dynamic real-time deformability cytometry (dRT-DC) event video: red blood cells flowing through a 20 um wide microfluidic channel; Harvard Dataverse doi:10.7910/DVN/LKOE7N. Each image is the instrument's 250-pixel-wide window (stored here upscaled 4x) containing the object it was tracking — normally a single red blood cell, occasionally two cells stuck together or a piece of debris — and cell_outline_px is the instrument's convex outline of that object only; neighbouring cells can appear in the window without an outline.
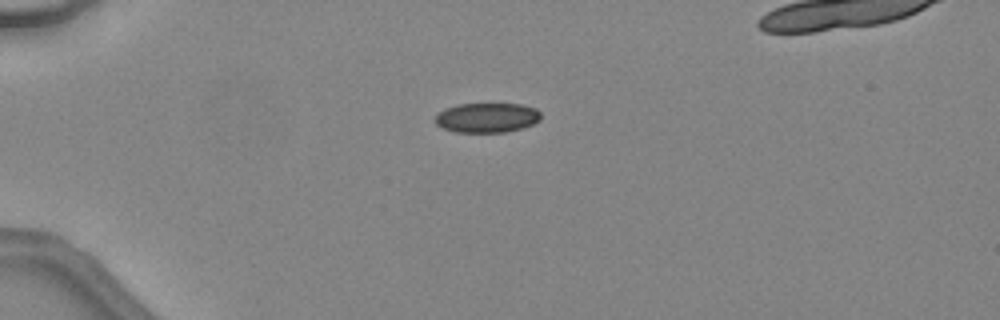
{"species": "common noctule bat (a hibernating species)", "species_latin": "Nyctalus noctula", "temperature_condition": "warm", "stored_images_in_passage": 35, "camera_frame_rate_fps": 3000, "um_per_image_px": 0.085, "animal": {"sex": "female", "body_mass_g": 24.6, "forearm_length_mm": 56.2}, "frame": {"image": 1, "passage_image": 1, "time_ms": 0.0, "image_size_px": [1000, 320], "cell_outline_px": [[540, 120], [524, 128], [504, 132], [456, 132], [444, 128], [436, 124], [432, 120], [444, 108], [456, 104], [520, 104], [536, 108], [540, 112]], "centroid_in_image_um": [41.38, 10.0], "position_along_channel_um": 43.6, "area_um2": 18.38}}
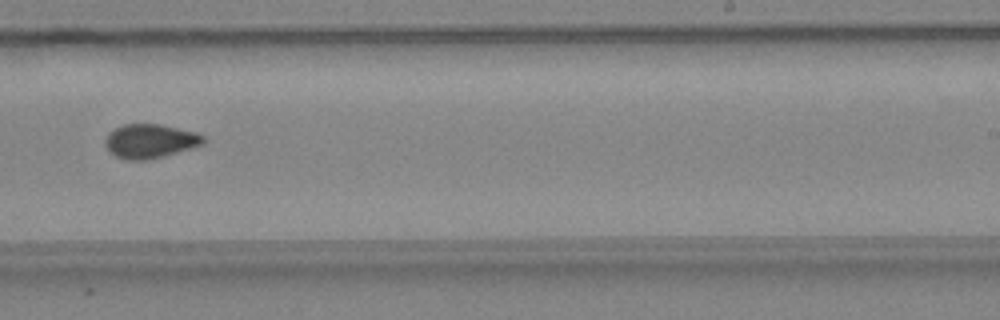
{"frame": {"image": 2, "passage_image": 19, "time_ms": 6.0, "image_size_px": [1000, 320], "cell_outline_px": [[204, 144], [164, 156], [148, 160], [128, 160], [116, 156], [108, 152], [104, 144], [104, 140], [108, 132], [124, 124], [160, 124], [196, 132], [204, 136]], "centroid_in_image_um": [12.72, 12.0], "position_along_channel_um": 276.3, "area_um2": 19.59}}
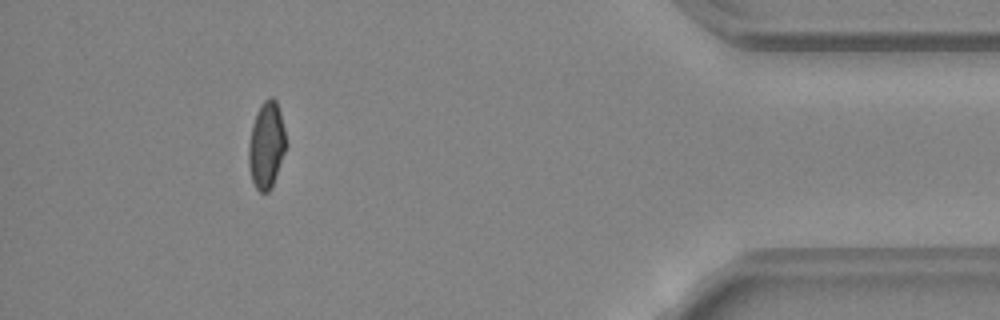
{"frame": {"image": 3, "passage_image": 31, "time_ms": 10.0, "image_size_px": [1000, 320], "cell_outline_px": [[288, 144], [272, 188], [268, 192], [260, 192], [256, 188], [252, 180], [248, 164], [248, 148], [252, 124], [256, 112], [260, 104], [268, 96], [272, 96], [276, 100], [280, 112]], "centroid_in_image_um": [22.66, 12.32], "position_along_channel_um": 412.5, "area_um2": 19.25}}